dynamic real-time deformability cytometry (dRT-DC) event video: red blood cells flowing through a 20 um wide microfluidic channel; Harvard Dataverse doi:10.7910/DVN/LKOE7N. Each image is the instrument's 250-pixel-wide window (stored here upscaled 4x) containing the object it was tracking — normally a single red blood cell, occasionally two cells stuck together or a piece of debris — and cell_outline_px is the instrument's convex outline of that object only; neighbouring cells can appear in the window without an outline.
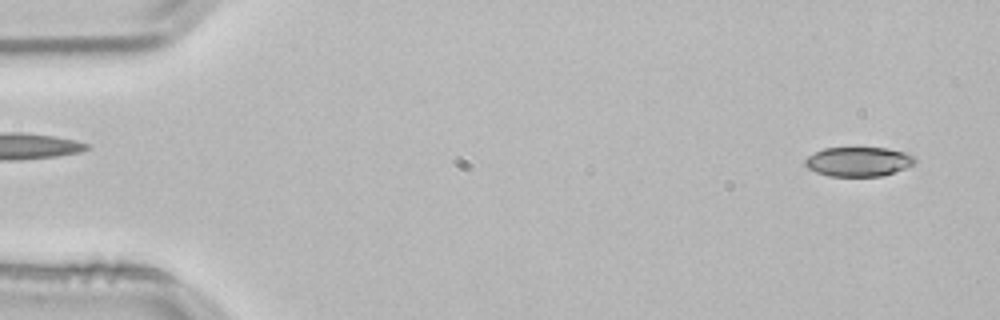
{"species": "common noctule bat (a hibernating species)", "species_latin": "Nyctalus noctula", "temperature_condition": "room temperature", "stored_images_in_passage": 52, "camera_frame_rate_fps": 3000, "um_per_image_px": 0.085, "animal": {"sex": "male", "body_mass_g": 21.5, "forearm_length_mm": 52.0}, "frame": {"image": 1, "passage_image": 2, "time_ms": 0.333, "image_size_px": [1000, 320], "cell_outline_px": [[916, 160], [912, 164], [904, 168], [884, 176], [828, 176], [816, 172], [808, 168], [804, 164], [804, 160], [808, 156], [824, 148], [884, 148], [904, 152], [916, 156]], "centroid_in_image_um": [72.96, 13.74], "position_along_channel_um": 12.0, "area_um2": 18.73}}
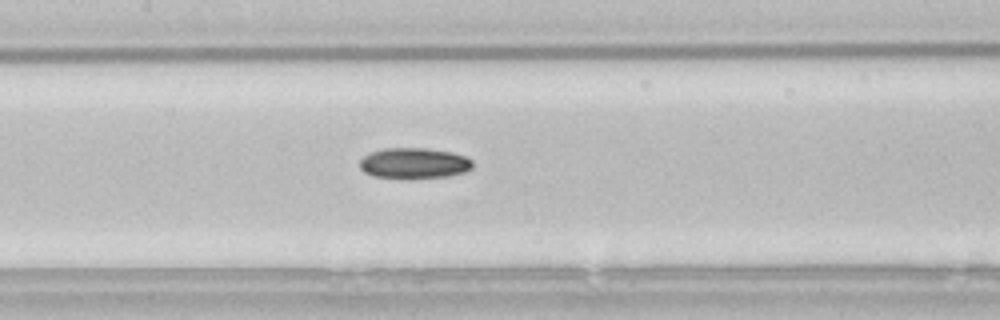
{"frame": {"image": 2, "passage_image": 24, "time_ms": 7.667, "image_size_px": [1000, 320], "cell_outline_px": [[472, 168], [464, 172], [448, 176], [376, 176], [364, 172], [360, 168], [360, 160], [368, 152], [384, 148], [424, 148], [452, 152], [464, 156], [472, 160]], "centroid_in_image_um": [35.19, 13.82], "position_along_channel_um": 172.2, "area_um2": 19.54}}
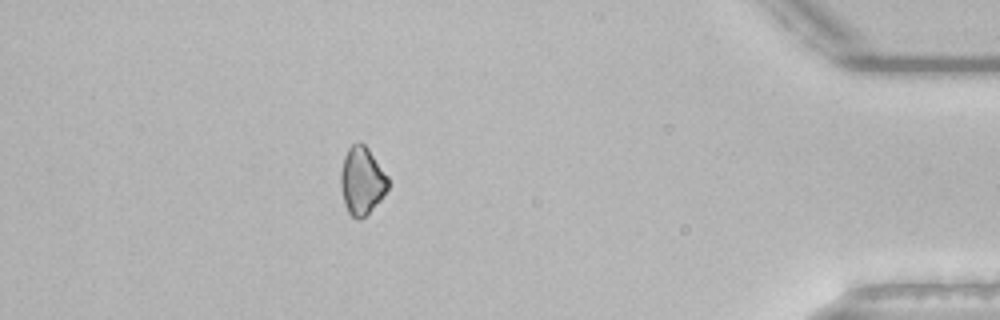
{"frame": {"image": 3, "passage_image": 46, "time_ms": 15.0, "image_size_px": [1000, 320], "cell_outline_px": [[388, 188], [380, 200], [360, 220], [356, 220], [348, 212], [344, 204], [340, 188], [340, 172], [344, 156], [348, 148], [352, 144], [364, 144], [368, 148], [388, 176]], "centroid_in_image_um": [30.74, 15.37], "position_along_channel_um": 404.5, "area_um2": 18.61}}